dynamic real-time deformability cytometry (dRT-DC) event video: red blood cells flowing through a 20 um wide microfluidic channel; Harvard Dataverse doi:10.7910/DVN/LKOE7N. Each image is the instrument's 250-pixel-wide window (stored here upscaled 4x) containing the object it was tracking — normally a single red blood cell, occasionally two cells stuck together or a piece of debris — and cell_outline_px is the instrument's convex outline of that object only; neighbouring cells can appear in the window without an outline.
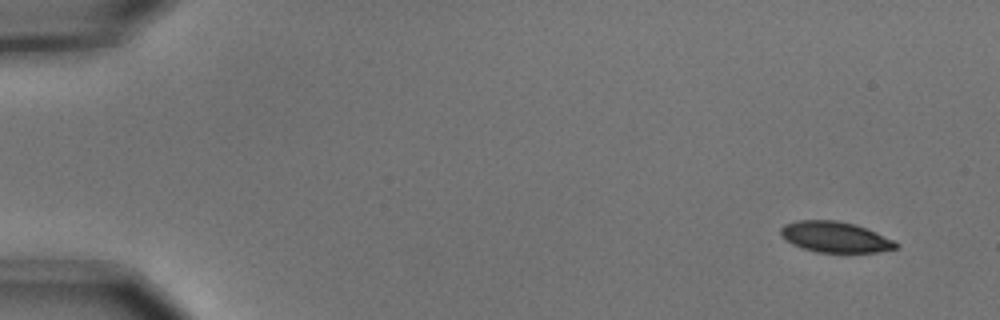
{"species": "common noctule bat (a hibernating species)", "species_latin": "Nyctalus noctula", "temperature_condition": "cold", "stored_images_in_passage": 4, "camera_frame_rate_fps": 3000, "um_per_image_px": 0.085, "animal": {"sex": "male", "body_mass_g": 15.6}, "frame": {"image": 1, "passage_image": 1, "time_ms": 0.0, "image_size_px": [1000, 320], "cell_outline_px": [[900, 244], [896, 248], [876, 252], [816, 252], [792, 244], [784, 240], [780, 232], [780, 228], [784, 224], [796, 220], [836, 220], [856, 224], [876, 232]], "centroid_in_image_um": [70.95, 20.13], "position_along_channel_um": 14.0, "area_um2": 20.63}}
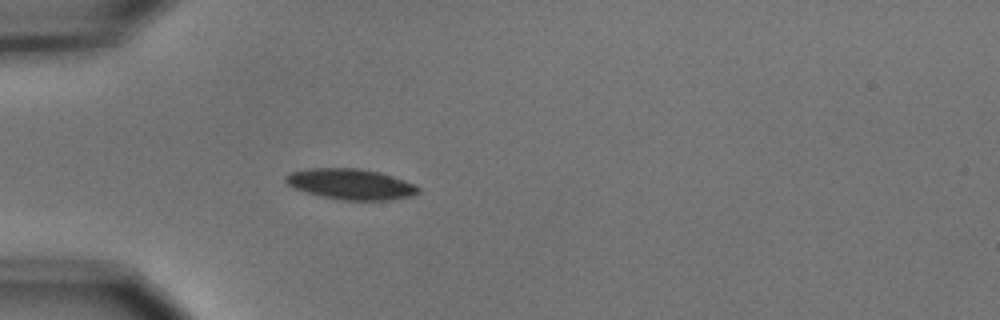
{"frame": {"image": 2, "passage_image": 4, "time_ms": 1.0, "image_size_px": [1000, 320], "cell_outline_px": [[420, 192], [412, 196], [388, 200], [340, 200], [320, 196], [296, 188], [288, 184], [284, 180], [284, 176], [288, 172], [312, 168], [356, 168], [380, 172], [404, 180], [420, 188]], "centroid_in_image_um": [29.8, 15.65], "position_along_channel_um": 55.2, "area_um2": 23.64}}